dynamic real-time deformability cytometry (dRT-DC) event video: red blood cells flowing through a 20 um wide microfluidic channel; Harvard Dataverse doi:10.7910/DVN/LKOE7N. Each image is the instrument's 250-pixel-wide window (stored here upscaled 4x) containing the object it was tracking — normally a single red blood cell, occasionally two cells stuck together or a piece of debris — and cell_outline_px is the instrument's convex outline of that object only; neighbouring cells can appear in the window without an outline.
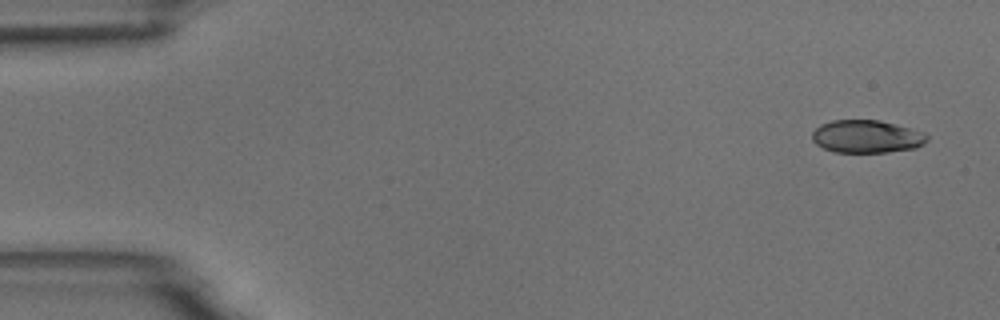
{"species": "common noctule bat (a hibernating species)", "species_latin": "Nyctalus noctula", "temperature_condition": "room temperature", "stored_images_in_passage": 7, "camera_frame_rate_fps": 3000, "um_per_image_px": 0.085, "animal": {"sex": "male", "body_mass_g": 18.8}, "frame": {"image": 1, "passage_image": 1, "time_ms": 0.0, "image_size_px": [1000, 320], "cell_outline_px": [[928, 140], [924, 144], [916, 148], [888, 152], [836, 152], [824, 148], [816, 144], [812, 140], [812, 132], [820, 124], [832, 120], [880, 120], [924, 132], [928, 136]], "centroid_in_image_um": [73.67, 11.6], "position_along_channel_um": 11.3, "area_um2": 22.02}}
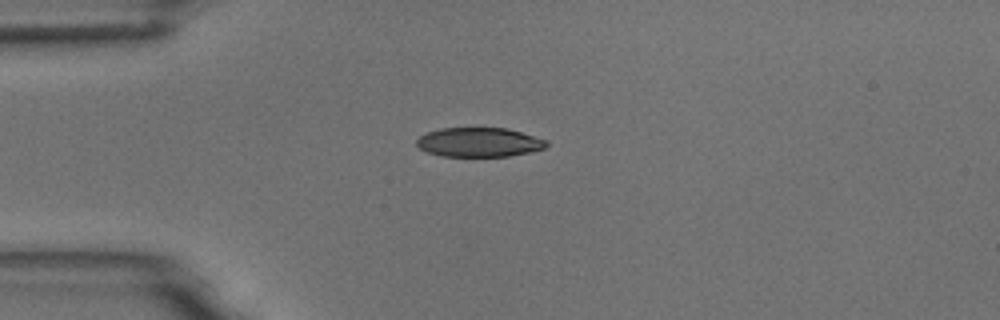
{"frame": {"image": 2, "passage_image": 4, "time_ms": 3.667, "image_size_px": [1000, 320], "cell_outline_px": [[548, 144], [544, 148], [528, 152], [508, 156], [440, 156], [428, 152], [420, 148], [416, 144], [416, 140], [420, 136], [428, 132], [440, 128], [508, 128], [548, 140]], "centroid_in_image_um": [40.72, 12.08], "position_along_channel_um": 44.3, "area_um2": 22.08}}